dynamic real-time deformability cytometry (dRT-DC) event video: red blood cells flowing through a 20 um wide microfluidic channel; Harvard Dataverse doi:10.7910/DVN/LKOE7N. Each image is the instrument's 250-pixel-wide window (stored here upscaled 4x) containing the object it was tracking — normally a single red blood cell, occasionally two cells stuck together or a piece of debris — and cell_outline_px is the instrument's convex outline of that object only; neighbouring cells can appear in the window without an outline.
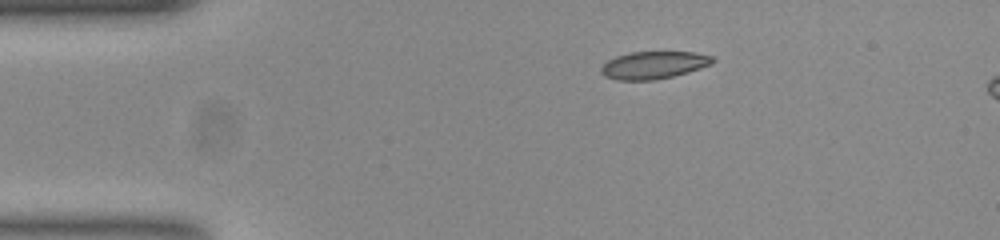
{"species": "common noctule bat (a hibernating species)", "species_latin": "Nyctalus noctula", "temperature_condition": "room temperature", "stored_images_in_passage": 6, "camera_frame_rate_fps": 3000, "um_per_image_px": 0.085, "animal": {"sex": "female", "body_mass_g": 23.0, "forearm_length_mm": 53.4}, "frame": {"image": 1, "passage_image": 1, "time_ms": 0.0, "image_size_px": [1000, 240], "cell_outline_px": [[716, 60], [712, 64], [688, 72], [656, 80], [616, 80], [604, 76], [600, 72], [600, 68], [608, 60], [616, 56], [628, 52], [696, 52], [712, 56]], "centroid_in_image_um": [55.55, 5.53], "position_along_channel_um": 29.4, "area_um2": 17.98}}